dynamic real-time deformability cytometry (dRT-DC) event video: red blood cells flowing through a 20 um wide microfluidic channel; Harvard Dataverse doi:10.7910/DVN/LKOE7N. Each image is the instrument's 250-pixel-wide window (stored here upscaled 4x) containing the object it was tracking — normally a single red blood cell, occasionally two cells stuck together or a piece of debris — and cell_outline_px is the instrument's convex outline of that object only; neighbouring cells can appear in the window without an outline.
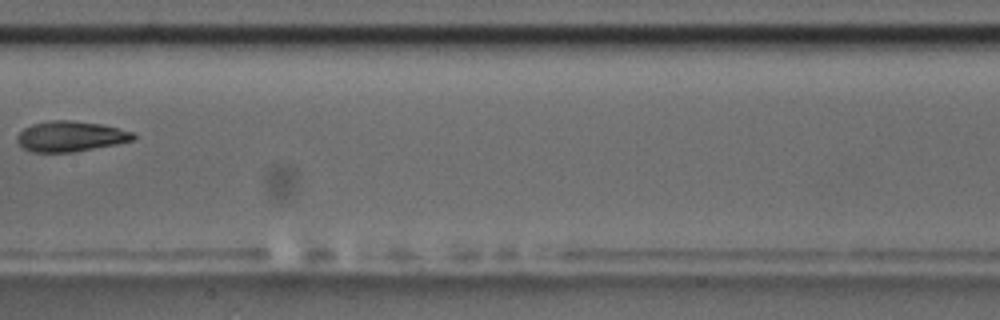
{"species": "common noctule bat (a hibernating species)", "species_latin": "Nyctalus noctula", "temperature_condition": "room temperature", "stored_images_in_passage": 8, "camera_frame_rate_fps": 3000, "um_per_image_px": 0.085, "animal": {"sex": "male", "body_mass_g": 17.5, "forearm_length_mm": 52.3}, "frame": {"image": 1, "passage_image": 7, "time_ms": 7.0, "image_size_px": [1000, 320], "cell_outline_px": [[136, 136], [132, 140], [116, 144], [76, 152], [32, 152], [24, 148], [16, 140], [16, 136], [24, 128], [32, 124], [48, 120], [68, 120], [100, 124], [136, 132]], "centroid_in_image_um": [5.99, 11.59], "position_along_channel_um": 201.4, "area_um2": 20.63}}
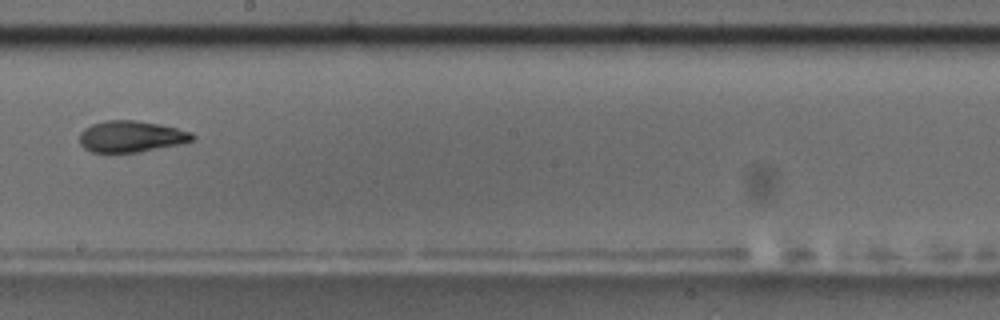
{"frame": {"image": 2, "passage_image": 8, "time_ms": 8.0, "image_size_px": [1000, 320], "cell_outline_px": [[196, 136], [192, 140], [180, 144], [140, 152], [92, 152], [84, 148], [80, 144], [80, 132], [84, 128], [92, 124], [104, 120], [136, 120], [160, 124], [192, 132]], "centroid_in_image_um": [11.14, 11.59], "position_along_channel_um": 237.1, "area_um2": 20.69}}